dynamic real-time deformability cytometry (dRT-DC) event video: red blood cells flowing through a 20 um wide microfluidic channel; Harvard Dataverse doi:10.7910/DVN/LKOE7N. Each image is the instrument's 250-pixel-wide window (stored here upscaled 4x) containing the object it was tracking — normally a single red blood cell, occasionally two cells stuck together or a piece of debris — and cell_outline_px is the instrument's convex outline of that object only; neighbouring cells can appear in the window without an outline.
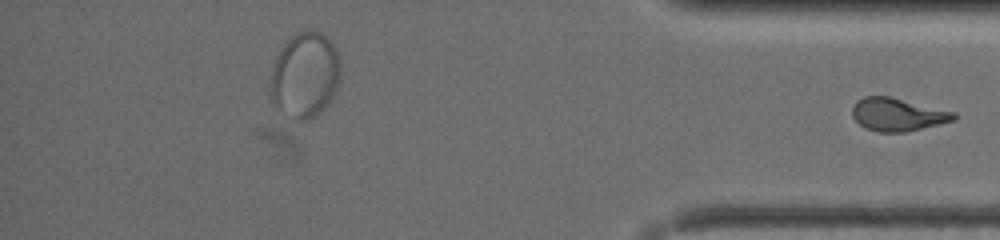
{"species": "common noctule bat (a hibernating species)", "species_latin": "Nyctalus noctula", "temperature_condition": "warm", "stored_images_in_passage": 34, "segment_of_instrument_passage": [2, 2], "camera_frame_rate_fps": 3000, "um_per_image_px": 0.085, "animal": {"sex": "female", "body_mass_g": 19.5, "forearm_length_mm": 54.1}, "frame": {"image": 1, "passage_image": 34, "time_ms": 11.0, "image_size_px": [1000, 240], "cell_outline_px": [[956, 120], [940, 124], [904, 132], [880, 132], [864, 128], [852, 116], [852, 108], [856, 100], [864, 96], [892, 96], [956, 112]], "centroid_in_image_um": [76.3, 9.72], "position_along_channel_um": 358.9, "area_um2": 19.71}}